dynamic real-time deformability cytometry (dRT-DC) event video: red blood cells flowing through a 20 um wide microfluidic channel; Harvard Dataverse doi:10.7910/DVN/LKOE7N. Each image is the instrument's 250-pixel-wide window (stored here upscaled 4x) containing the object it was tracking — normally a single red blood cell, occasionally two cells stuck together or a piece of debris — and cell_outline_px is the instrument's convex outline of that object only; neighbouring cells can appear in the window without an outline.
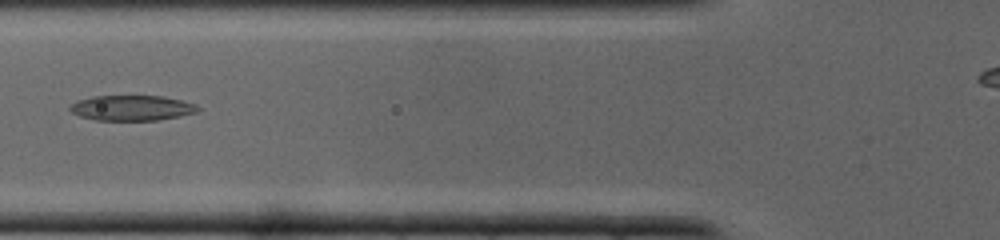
{"species": "common noctule bat (a hibernating species)", "species_latin": "Nyctalus noctula", "temperature_condition": "cold", "stored_images_in_passage": 27, "camera_frame_rate_fps": 3000, "um_per_image_px": 0.085, "animal": {"sex": "male", "body_mass_g": 19.0, "forearm_length_mm": 50.8}, "frame": {"image": 1, "passage_image": 8, "time_ms": 2.333, "image_size_px": [1000, 240], "cell_outline_px": [[200, 108], [196, 112], [180, 116], [156, 120], [96, 120], [80, 116], [72, 112], [68, 108], [72, 104], [80, 100], [92, 96], [160, 96], [180, 100], [196, 104]], "centroid_in_image_um": [11.21, 9.17], "position_along_channel_um": 114.6, "area_um2": 18.61}}
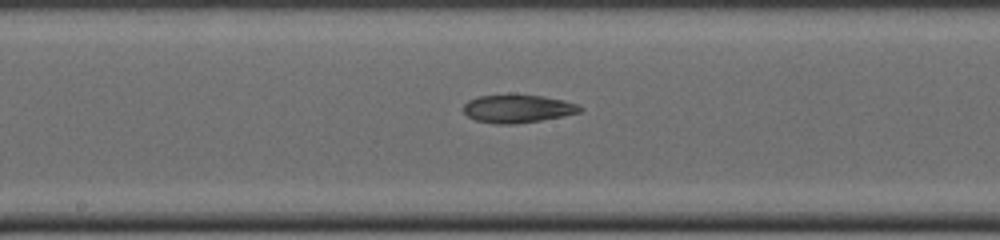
{"frame": {"image": 2, "passage_image": 13, "time_ms": 4.0, "image_size_px": [1000, 240], "cell_outline_px": [[584, 108], [580, 112], [540, 120], [516, 124], [496, 124], [476, 120], [468, 116], [464, 112], [464, 104], [468, 100], [480, 96], [544, 96], [564, 100], [580, 104]], "centroid_in_image_um": [44.03, 9.25], "position_along_channel_um": 204.2, "area_um2": 18.67}}
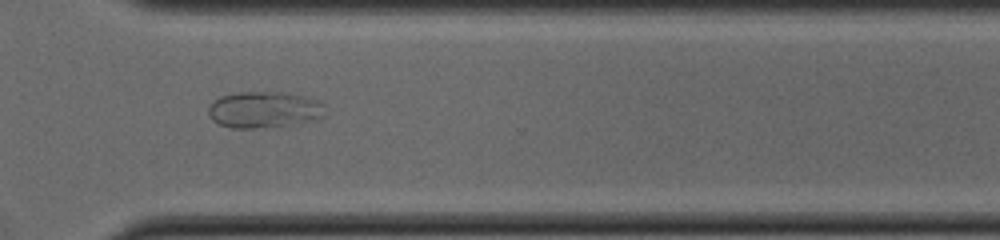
{"frame": {"image": 3, "passage_image": 21, "time_ms": 6.667, "image_size_px": [1000, 240], "cell_outline_px": [[324, 116], [316, 120], [296, 124], [252, 128], [232, 128], [220, 124], [212, 120], [208, 116], [208, 108], [220, 96], [236, 92], [280, 92], [304, 96], [320, 100], [324, 104]], "centroid_in_image_um": [22.48, 9.32], "position_along_channel_um": 348.1, "area_um2": 24.85}}